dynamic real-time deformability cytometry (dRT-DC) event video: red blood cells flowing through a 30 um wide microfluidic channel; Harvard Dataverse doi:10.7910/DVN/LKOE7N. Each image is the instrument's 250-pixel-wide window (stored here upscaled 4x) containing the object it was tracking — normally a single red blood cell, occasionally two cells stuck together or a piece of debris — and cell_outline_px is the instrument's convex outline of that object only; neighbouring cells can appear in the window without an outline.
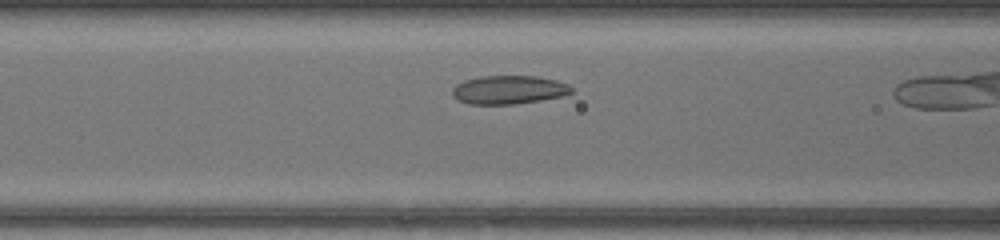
{"species": "common noctule bat (a hibernating species)", "species_latin": "Nyctalus noctula", "temperature_condition": "warm", "stored_images_in_passage": 25, "camera_frame_rate_fps": 3000, "um_per_image_px": 0.085, "animal": {"sex": "female", "body_mass_g": 17.0, "forearm_length_mm": 48.0}, "frame": {"image": 1, "passage_image": 7, "time_ms": 2.0, "image_size_px": [1000, 240], "cell_outline_px": [[576, 92], [564, 96], [540, 100], [512, 104], [468, 104], [456, 100], [452, 96], [452, 88], [456, 84], [464, 80], [480, 76], [536, 76], [556, 80], [568, 84]], "centroid_in_image_um": [43.24, 7.63], "position_along_channel_um": 123.4, "area_um2": 20.06}}
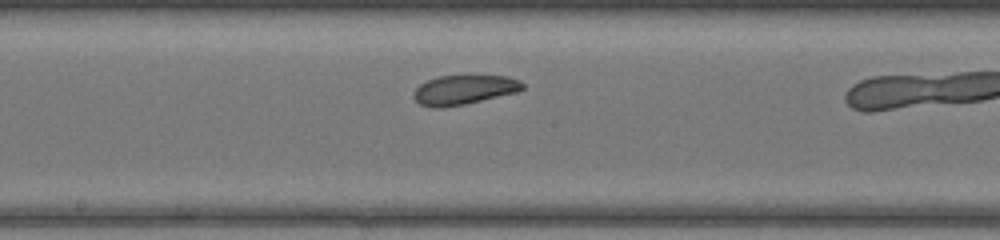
{"frame": {"image": 2, "passage_image": 13, "time_ms": 4.0, "image_size_px": [1000, 240], "cell_outline_px": [[524, 88], [516, 92], [464, 104], [440, 108], [436, 108], [420, 104], [412, 96], [412, 92], [420, 84], [428, 80], [440, 76], [508, 76], [520, 80], [524, 84]], "centroid_in_image_um": [39.42, 7.63], "position_along_channel_um": 208.8, "area_um2": 18.5}}
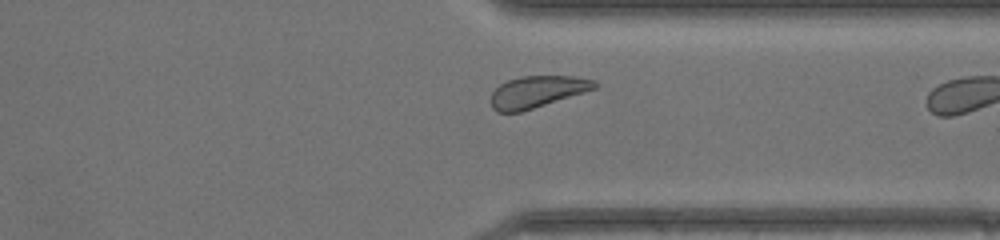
{"frame": {"image": 3, "passage_image": 24, "time_ms": 7.667, "image_size_px": [1000, 240], "cell_outline_px": [[600, 84], [596, 88], [584, 92], [520, 112], [496, 112], [492, 108], [492, 92], [500, 84], [508, 80], [520, 76], [576, 76], [596, 80]], "centroid_in_image_um": [45.68, 7.78], "position_along_channel_um": 365.7, "area_um2": 19.07}}